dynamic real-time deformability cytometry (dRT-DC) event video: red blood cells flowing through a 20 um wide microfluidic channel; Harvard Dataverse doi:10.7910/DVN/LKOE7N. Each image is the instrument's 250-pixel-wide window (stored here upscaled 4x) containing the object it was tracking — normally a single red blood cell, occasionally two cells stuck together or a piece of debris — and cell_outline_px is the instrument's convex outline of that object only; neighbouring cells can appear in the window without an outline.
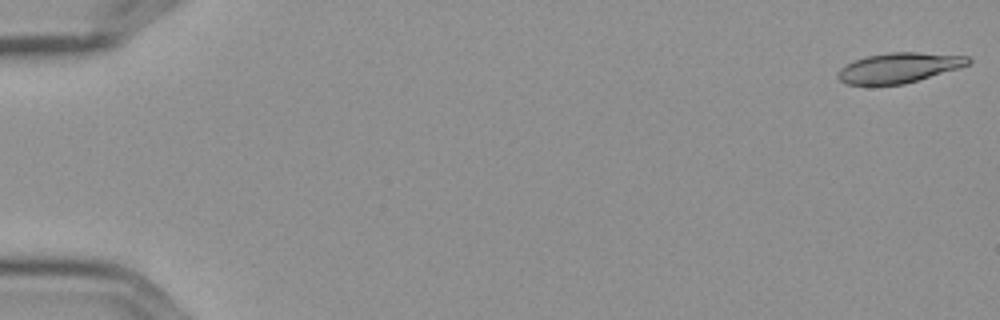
{"species": "Egyptian fruit bat (a non-hibernating species)", "species_latin": "Rousettus aegyptiacus", "temperature_condition": "cold", "stored_images_in_passage": 8, "camera_frame_rate_fps": 3000, "um_per_image_px": 0.085, "frame": {"image": 1, "passage_image": 1, "time_ms": 0.0, "image_size_px": [1000, 320], "cell_outline_px": [[972, 60], [968, 64], [960, 68], [904, 84], [848, 84], [840, 80], [836, 76], [836, 72], [844, 64], [868, 56], [888, 52], [920, 52], [968, 56]], "centroid_in_image_um": [76.41, 5.75], "position_along_channel_um": 8.6, "area_um2": 22.77}}
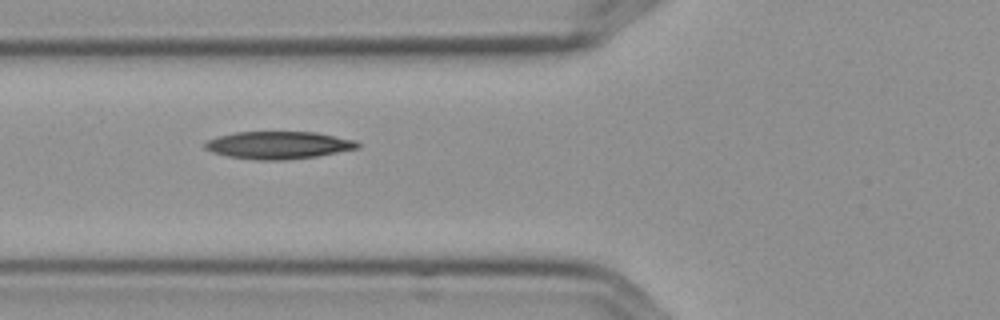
{"frame": {"image": 2, "passage_image": 7, "time_ms": 2.0, "image_size_px": [1000, 320], "cell_outline_px": [[360, 148], [316, 156], [284, 160], [256, 160], [228, 156], [212, 152], [204, 148], [204, 144], [208, 140], [216, 136], [236, 132], [316, 132], [356, 140], [360, 144]], "centroid_in_image_um": [23.67, 12.33], "position_along_channel_um": 102.1, "area_um2": 24.51}}
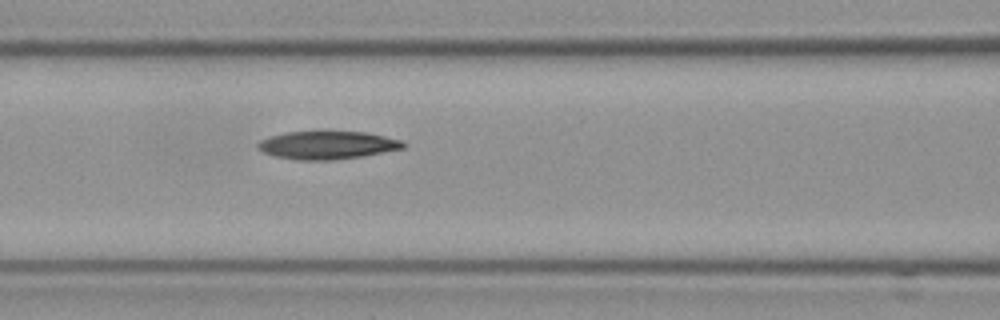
{"frame": {"image": 3, "passage_image": 8, "time_ms": 2.333, "image_size_px": [1000, 320], "cell_outline_px": [[408, 144], [404, 148], [360, 156], [332, 160], [296, 160], [272, 156], [256, 148], [256, 144], [260, 140], [268, 136], [284, 132], [324, 128], [368, 132], [404, 140]], "centroid_in_image_um": [27.8, 12.27], "position_along_channel_um": 138.8, "area_um2": 25.14}}